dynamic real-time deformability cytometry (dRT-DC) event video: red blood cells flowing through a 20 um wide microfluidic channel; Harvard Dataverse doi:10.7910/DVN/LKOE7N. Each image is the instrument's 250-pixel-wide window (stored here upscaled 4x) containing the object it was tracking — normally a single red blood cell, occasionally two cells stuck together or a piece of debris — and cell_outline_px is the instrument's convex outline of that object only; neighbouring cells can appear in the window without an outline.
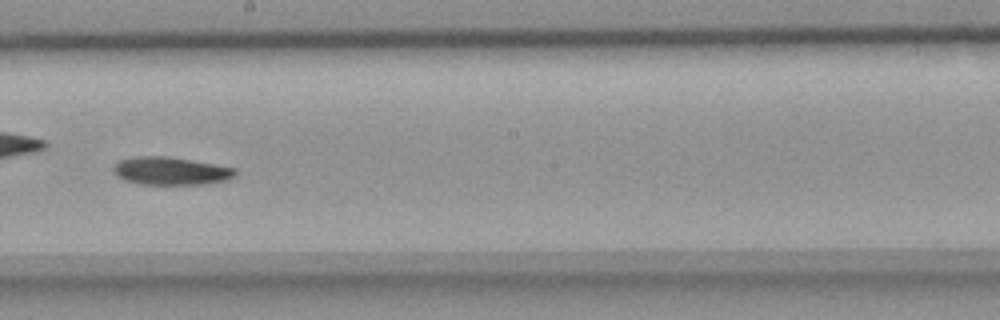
{"species": "common noctule bat (a hibernating species)", "species_latin": "Nyctalus noctula", "temperature_condition": "room temperature", "stored_images_in_passage": 52, "camera_frame_rate_fps": 3000, "um_per_image_px": 0.085, "animal": {"sex": "female", "body_mass_g": 18.4}, "frame": {"image": 1, "passage_image": 30, "time_ms": 9.667, "image_size_px": [1000, 320], "cell_outline_px": [[236, 172], [228, 180], [204, 184], [136, 184], [124, 180], [116, 176], [112, 168], [120, 160], [136, 156], [168, 156], [236, 168]], "centroid_in_image_um": [14.48, 14.53], "position_along_channel_um": 233.7, "area_um2": 19.77}}
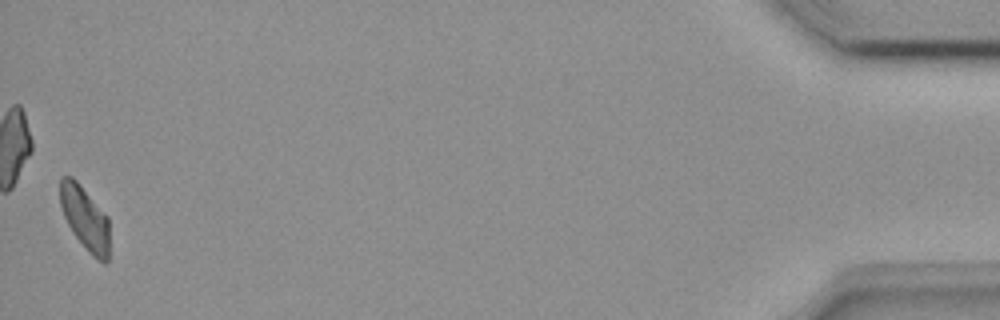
{"frame": {"image": 2, "passage_image": 52, "time_ms": 17.0, "image_size_px": [1000, 320], "cell_outline_px": [[108, 260], [104, 264], [96, 260], [88, 252], [72, 232], [64, 216], [60, 204], [60, 176], [72, 176], [80, 184], [108, 216]], "centroid_in_image_um": [7.22, 18.55], "position_along_channel_um": 428.0, "area_um2": 18.38}, "authors_computed_cell_mechanics": {"area_um2": 19.4208, "velocity_mm_per_s": 3.9033, "shape_relaxation_time_tau1_ms": 4.2693, "shape_relaxation_time_tau2_ms": null, "deformation_change_tau1": 0.1275, "deformation_change_tau2": null}}